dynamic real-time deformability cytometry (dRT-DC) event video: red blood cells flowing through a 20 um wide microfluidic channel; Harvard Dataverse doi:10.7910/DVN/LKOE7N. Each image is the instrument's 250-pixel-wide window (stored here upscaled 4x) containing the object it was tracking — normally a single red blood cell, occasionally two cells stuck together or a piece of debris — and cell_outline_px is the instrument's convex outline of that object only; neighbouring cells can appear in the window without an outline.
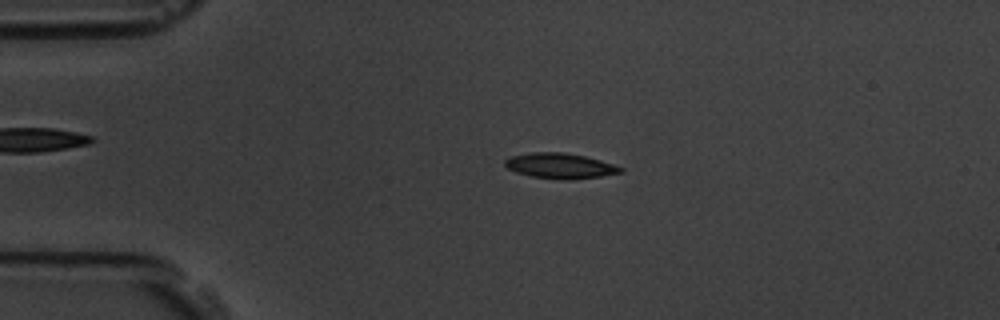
{"species": "common noctule bat (a hibernating species)", "species_latin": "Nyctalus noctula", "temperature_condition": "room temperature", "stored_images_in_passage": 55, "camera_frame_rate_fps": 3000, "um_per_image_px": 0.085, "animal": {"sex": "male", "body_mass_g": 19.5, "forearm_length_mm": 54.6}, "frame": {"image": 1, "passage_image": 12, "time_ms": 3.667, "image_size_px": [1000, 320], "cell_outline_px": [[624, 172], [600, 176], [572, 180], [564, 180], [532, 176], [516, 172], [508, 168], [504, 164], [504, 160], [508, 156], [532, 152], [564, 152], [584, 156], [600, 160], [624, 168]], "centroid_in_image_um": [47.59, 14.09], "position_along_channel_um": 37.4, "area_um2": 17.11}}
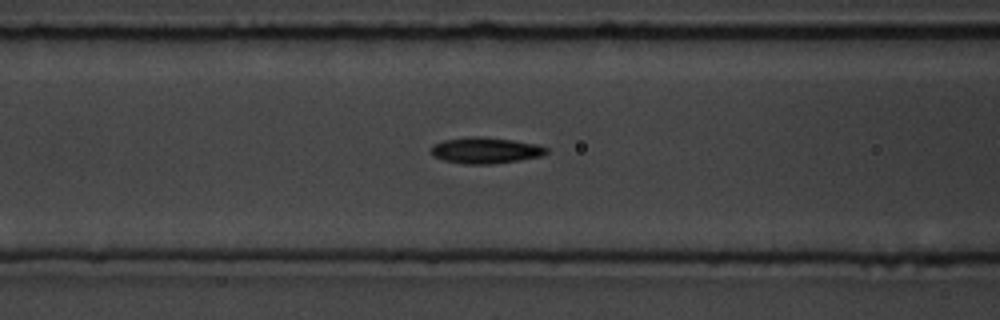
{"frame": {"image": 2, "passage_image": 22, "time_ms": 7.0, "image_size_px": [1000, 320], "cell_outline_px": [[548, 152], [544, 156], [492, 164], [464, 164], [444, 160], [432, 156], [428, 152], [432, 144], [444, 140], [468, 136], [480, 136], [512, 140], [536, 144], [548, 148]], "centroid_in_image_um": [41.22, 12.78], "position_along_channel_um": 125.4, "area_um2": 17.8}}
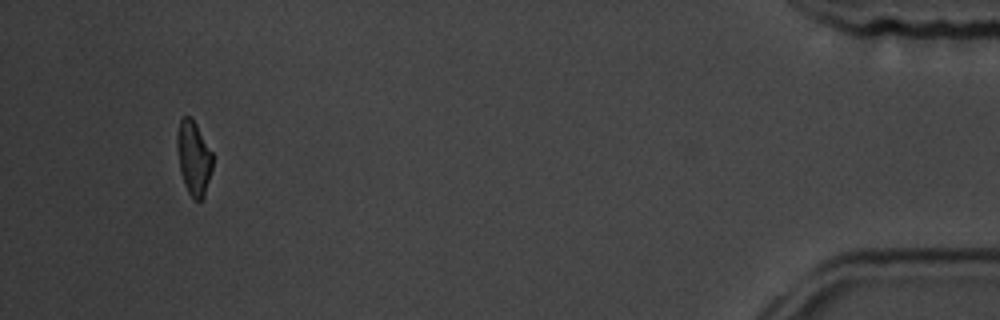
{"frame": {"image": 3, "passage_image": 52, "time_ms": 17.0, "image_size_px": [1000, 320], "cell_outline_px": [[212, 168], [204, 196], [200, 200], [196, 200], [188, 192], [184, 184], [180, 172], [176, 144], [176, 136], [180, 120], [184, 116], [188, 116], [196, 124], [212, 152]], "centroid_in_image_um": [16.44, 13.42], "position_along_channel_um": 418.8, "area_um2": 15.14}, "authors_computed_cell_mechanics": {"area_um2": 16.5886, "velocity_mm_per_s": 3.688, "shape_relaxation_time_tau1_ms": 4.0693, "shape_relaxation_time_tau2_ms": 2.7763, "deformation_change_tau1": 0.1479, "deformation_change_tau2": 0.0923}}